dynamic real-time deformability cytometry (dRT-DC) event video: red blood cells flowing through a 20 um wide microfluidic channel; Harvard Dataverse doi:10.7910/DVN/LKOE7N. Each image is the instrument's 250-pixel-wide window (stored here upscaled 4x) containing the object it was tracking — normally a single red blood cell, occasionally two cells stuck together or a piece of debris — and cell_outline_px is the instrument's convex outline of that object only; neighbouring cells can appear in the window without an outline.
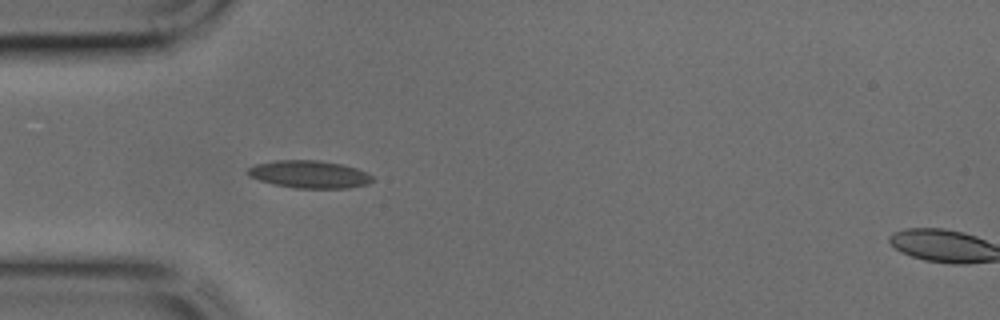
{"species": "common noctule bat (a hibernating species)", "species_latin": "Nyctalus noctula", "temperature_condition": "cold", "stored_images_in_passage": 5, "camera_frame_rate_fps": 3000, "um_per_image_px": 0.085, "animal": {"sex": "male", "body_mass_g": 17.9, "forearm_length_mm": 54.2}, "frame": {"image": 1, "passage_image": 4, "time_ms": 1.0, "image_size_px": [1000, 320], "cell_outline_px": [[376, 180], [368, 184], [348, 188], [296, 188], [272, 184], [248, 176], [248, 168], [256, 164], [276, 160], [316, 160], [340, 164], [356, 168], [372, 176]], "centroid_in_image_um": [26.3, 14.82], "position_along_channel_um": 58.7, "area_um2": 19.94}}